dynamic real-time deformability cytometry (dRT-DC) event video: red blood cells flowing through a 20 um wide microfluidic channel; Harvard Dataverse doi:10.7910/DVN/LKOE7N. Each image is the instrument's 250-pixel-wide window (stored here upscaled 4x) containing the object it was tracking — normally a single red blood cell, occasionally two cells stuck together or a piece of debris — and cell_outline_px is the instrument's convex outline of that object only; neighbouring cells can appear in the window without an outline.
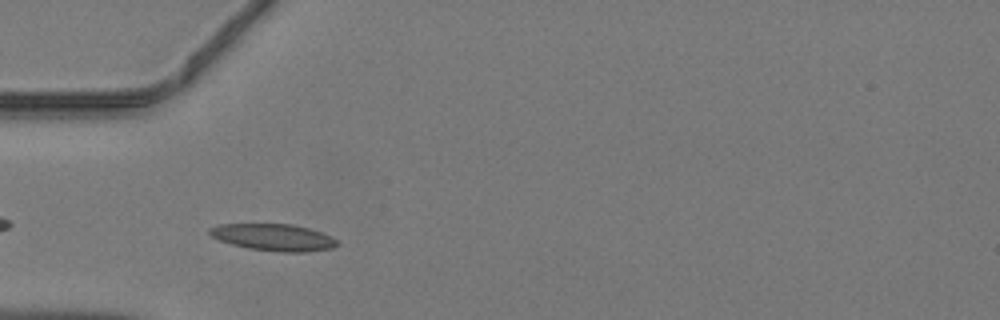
{"species": "common noctule bat (a hibernating species)", "species_latin": "Nyctalus noctula", "temperature_condition": "warm", "stored_images_in_passage": 28, "camera_frame_rate_fps": 3000, "um_per_image_px": 0.085, "animal": {"sex": "male", "body_mass_g": 19.2, "forearm_length_mm": 51.8}, "frame": {"image": 1, "passage_image": 3, "time_ms": 0.667, "image_size_px": [1000, 320], "cell_outline_px": [[336, 244], [332, 248], [304, 252], [276, 252], [248, 248], [232, 244], [220, 240], [212, 236], [208, 232], [208, 228], [220, 224], [292, 224], [308, 228], [332, 236], [336, 240]], "centroid_in_image_um": [23.22, 20.17], "position_along_channel_um": 61.8, "area_um2": 19.83}}
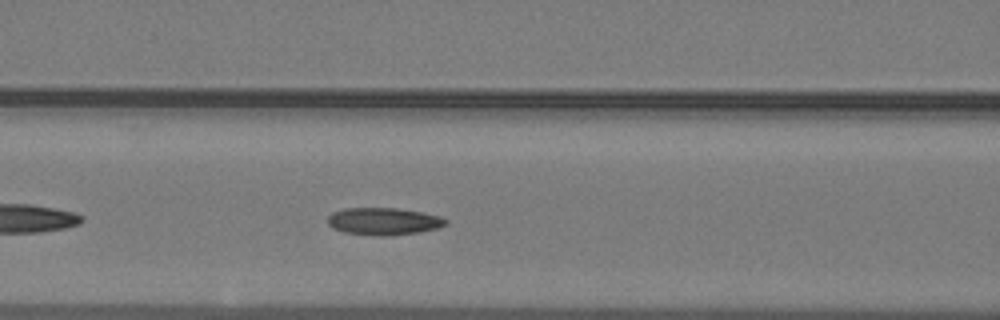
{"frame": {"image": 2, "passage_image": 8, "time_ms": 2.333, "image_size_px": [1000, 320], "cell_outline_px": [[448, 224], [436, 228], [420, 232], [380, 236], [344, 232], [328, 224], [328, 216], [332, 212], [344, 208], [396, 208], [420, 212], [440, 216], [448, 220]], "centroid_in_image_um": [32.62, 18.8], "position_along_channel_um": 134.0, "area_um2": 18.55}}
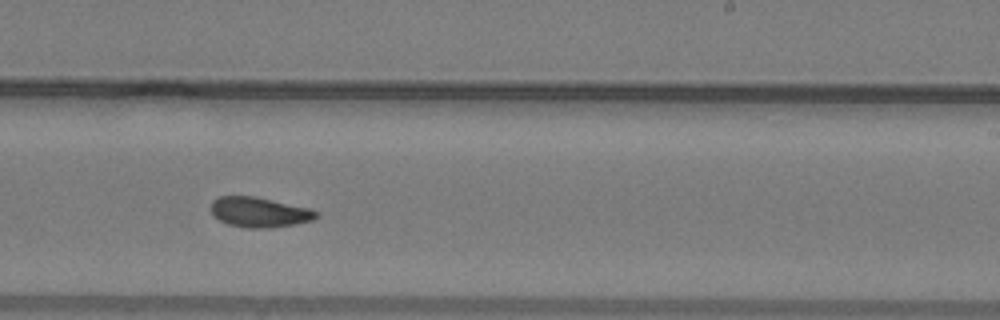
{"frame": {"image": 3, "passage_image": 17, "time_ms": 5.333, "image_size_px": [1000, 320], "cell_outline_px": [[320, 216], [312, 220], [296, 224], [268, 228], [248, 228], [228, 224], [212, 216], [212, 200], [220, 196], [256, 196], [312, 208], [320, 212]], "centroid_in_image_um": [22.1, 18.03], "position_along_channel_um": 266.9, "area_um2": 18.73}}